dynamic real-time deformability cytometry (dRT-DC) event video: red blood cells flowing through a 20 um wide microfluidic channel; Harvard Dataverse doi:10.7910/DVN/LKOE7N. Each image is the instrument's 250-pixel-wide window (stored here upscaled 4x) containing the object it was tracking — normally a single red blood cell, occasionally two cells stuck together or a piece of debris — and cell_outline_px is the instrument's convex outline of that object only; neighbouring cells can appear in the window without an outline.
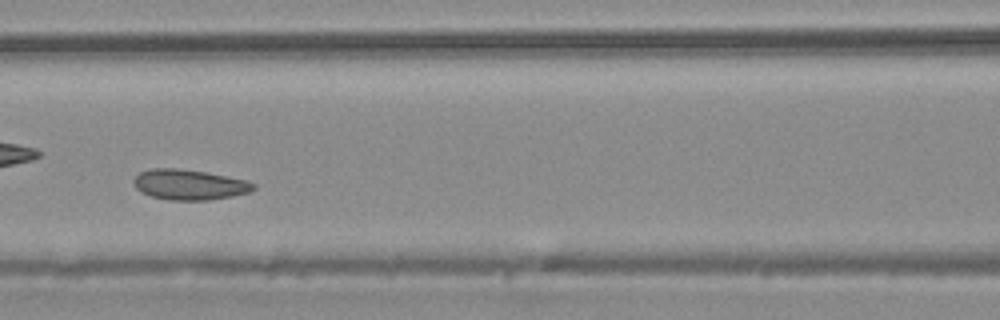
{"species": "common noctule bat (a hibernating species)", "species_latin": "Nyctalus noctula", "temperature_condition": "warm", "stored_images_in_passage": 45, "camera_frame_rate_fps": 3000, "um_per_image_px": 0.085, "animal": {"sex": "male", "body_mass_g": 20.4}, "frame": {"image": 1, "passage_image": 20, "time_ms": 6.333, "image_size_px": [1000, 320], "cell_outline_px": [[256, 188], [248, 192], [232, 196], [208, 200], [168, 200], [152, 196], [140, 192], [136, 188], [132, 180], [140, 172], [152, 168], [176, 168], [204, 172], [244, 180], [256, 184]], "centroid_in_image_um": [16.05, 15.7], "position_along_channel_um": 150.6, "area_um2": 20.98}}